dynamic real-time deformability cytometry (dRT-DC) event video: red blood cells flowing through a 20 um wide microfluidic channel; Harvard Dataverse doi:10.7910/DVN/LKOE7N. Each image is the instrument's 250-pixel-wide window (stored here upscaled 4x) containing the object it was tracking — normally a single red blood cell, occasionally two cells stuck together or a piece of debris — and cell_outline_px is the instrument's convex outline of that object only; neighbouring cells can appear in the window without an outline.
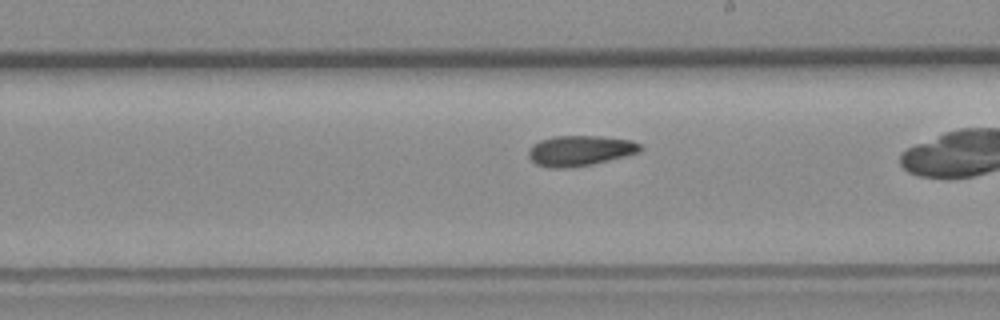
{"species": "common noctule bat (a hibernating species)", "species_latin": "Nyctalus noctula", "temperature_condition": "room temperature", "stored_images_in_passage": 27, "camera_frame_rate_fps": 3000, "um_per_image_px": 0.085, "animal": {"sex": "female", "body_mass_g": 19.3, "forearm_length_mm": 54.1}, "frame": {"image": 1, "passage_image": 16, "time_ms": 5.0, "image_size_px": [1000, 320], "cell_outline_px": [[644, 148], [640, 152], [592, 164], [572, 168], [548, 168], [536, 164], [528, 156], [528, 152], [532, 144], [540, 140], [552, 136], [600, 136], [632, 140], [640, 144]], "centroid_in_image_um": [49.29, 12.8], "position_along_channel_um": 239.7, "area_um2": 19.94}}